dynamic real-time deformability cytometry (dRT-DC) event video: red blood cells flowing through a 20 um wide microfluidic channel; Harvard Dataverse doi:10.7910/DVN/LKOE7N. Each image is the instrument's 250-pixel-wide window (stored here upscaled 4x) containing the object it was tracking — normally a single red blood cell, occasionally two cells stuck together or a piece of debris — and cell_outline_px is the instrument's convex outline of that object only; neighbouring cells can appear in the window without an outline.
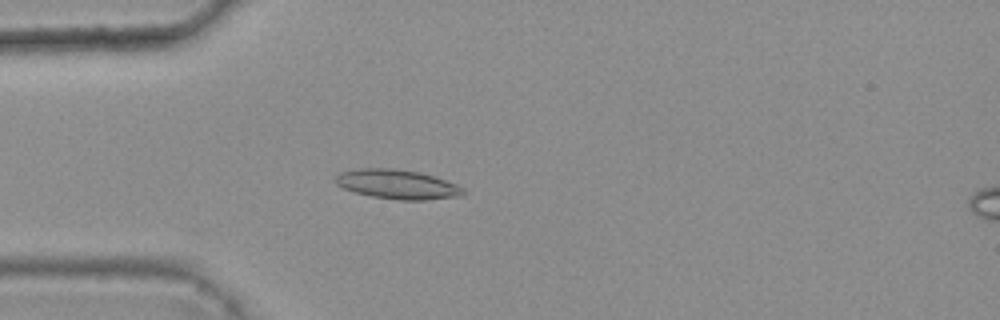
{"species": "common noctule bat (a hibernating species)", "species_latin": "Nyctalus noctula", "temperature_condition": "warm", "stored_images_in_passage": 4, "camera_frame_rate_fps": 3000, "um_per_image_px": 0.085, "animal": {"sex": "female", "body_mass_g": 25.1}, "frame": {"image": 1, "passage_image": 4, "time_ms": 1.0, "image_size_px": [1000, 320], "cell_outline_px": [[468, 192], [464, 196], [424, 200], [400, 200], [372, 196], [356, 192], [344, 188], [336, 184], [336, 176], [340, 172], [360, 168], [392, 168], [420, 172], [456, 184], [464, 188]], "centroid_in_image_um": [33.82, 15.67], "position_along_channel_um": 51.2, "area_um2": 21.85}}